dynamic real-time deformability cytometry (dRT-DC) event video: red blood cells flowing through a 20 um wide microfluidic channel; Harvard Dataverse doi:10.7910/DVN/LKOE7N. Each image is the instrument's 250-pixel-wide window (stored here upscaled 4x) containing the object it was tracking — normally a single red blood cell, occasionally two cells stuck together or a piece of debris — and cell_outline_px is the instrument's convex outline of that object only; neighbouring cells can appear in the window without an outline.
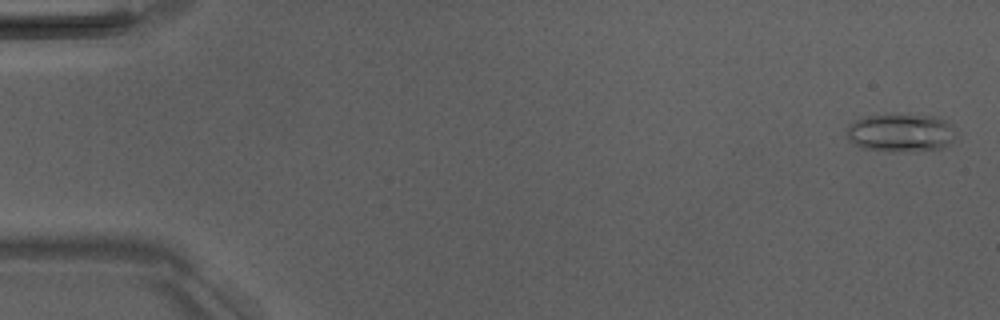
{"species": "Egyptian fruit bat (a non-hibernating species)", "species_latin": "Rousettus aegyptiacus", "temperature_condition": "room temperature", "stored_images_in_passage": 6, "camera_frame_rate_fps": 3000, "um_per_image_px": 0.085, "animal": {"sex": "male"}, "frame": {"image": 1, "passage_image": 1, "time_ms": 0.0, "image_size_px": [1000, 320], "cell_outline_px": [[952, 140], [944, 148], [888, 152], [860, 148], [848, 140], [848, 124], [860, 116], [892, 112], [932, 116], [948, 120], [952, 128]], "centroid_in_image_um": [76.47, 11.24], "position_along_channel_um": 8.5, "area_um2": 24.91}}